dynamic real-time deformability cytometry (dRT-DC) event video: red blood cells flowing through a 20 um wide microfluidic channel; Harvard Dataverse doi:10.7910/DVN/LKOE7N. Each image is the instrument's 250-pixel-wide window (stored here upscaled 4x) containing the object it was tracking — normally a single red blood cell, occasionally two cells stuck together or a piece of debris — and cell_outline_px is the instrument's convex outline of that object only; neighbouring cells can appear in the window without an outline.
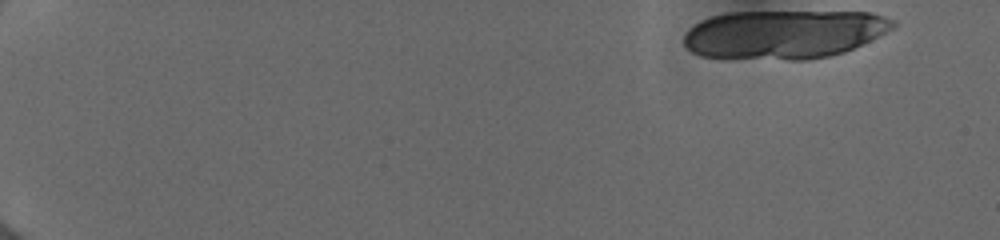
{"species": "human", "species_latin": "Homo sapiens", "temperature_condition": "cold", "stored_images_in_passage": 21, "camera_frame_rate_fps": 3000, "um_per_image_px": 0.085, "donor": {"sex": "female"}, "frame": {"image": 1, "passage_image": 1, "time_ms": 0.0, "image_size_px": [1000, 240], "cell_outline_px": [[896, 24], [892, 28], [844, 52], [828, 56], [808, 60], [788, 60], [700, 56], [692, 52], [684, 44], [684, 36], [688, 28], [712, 16], [728, 12], [868, 12], [884, 16], [896, 20]], "centroid_in_image_um": [66.61, 2.91], "position_along_channel_um": 18.4, "area_um2": 59.01}}
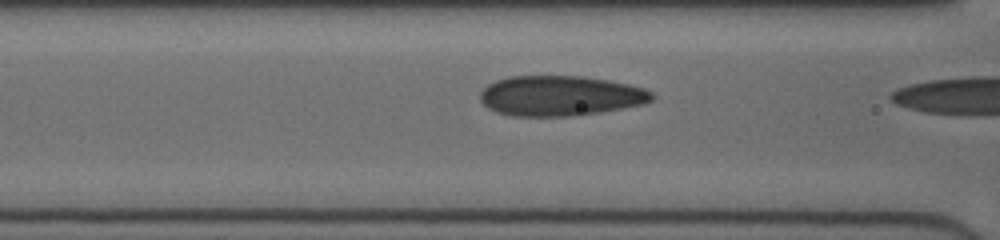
{"frame": {"image": 2, "passage_image": 20, "time_ms": 6.333, "image_size_px": [1000, 240], "cell_outline_px": [[656, 96], [652, 100], [644, 104], [596, 112], [564, 116], [512, 116], [496, 112], [488, 108], [480, 100], [480, 92], [488, 84], [496, 80], [508, 76], [580, 76], [608, 80], [628, 84], [644, 88], [652, 92]], "centroid_in_image_um": [47.6, 8.13], "position_along_channel_um": 119.0, "area_um2": 40.06}}